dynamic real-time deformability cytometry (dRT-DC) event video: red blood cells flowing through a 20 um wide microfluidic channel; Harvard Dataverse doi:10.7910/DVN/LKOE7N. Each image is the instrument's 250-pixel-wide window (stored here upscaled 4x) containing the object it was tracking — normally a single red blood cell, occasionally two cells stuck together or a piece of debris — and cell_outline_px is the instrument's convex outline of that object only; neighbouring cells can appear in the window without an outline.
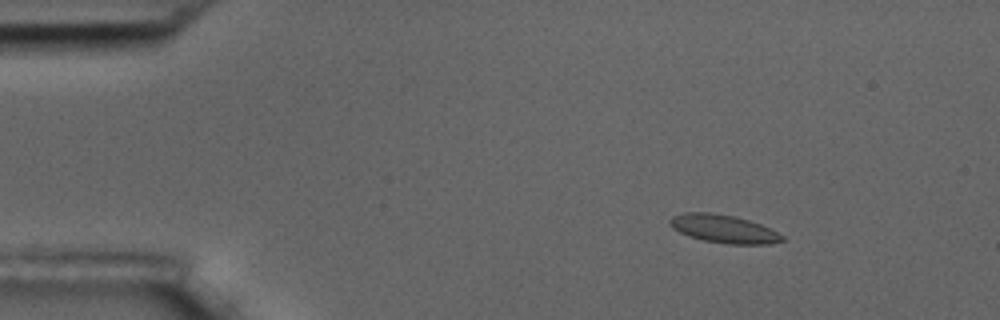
{"species": "common noctule bat (a hibernating species)", "species_latin": "Nyctalus noctula", "temperature_condition": "room temperature", "stored_images_in_passage": 9, "camera_frame_rate_fps": 3000, "um_per_image_px": 0.085, "animal": {"sex": "male", "body_mass_g": 17.5, "forearm_length_mm": 52.3}, "frame": {"image": 1, "passage_image": 3, "time_ms": 2.333, "image_size_px": [1000, 320], "cell_outline_px": [[784, 240], [772, 244], [728, 244], [704, 240], [688, 236], [672, 228], [668, 224], [668, 220], [672, 216], [684, 212], [712, 212], [736, 216], [760, 224], [784, 236]], "centroid_in_image_um": [61.47, 19.44], "position_along_channel_um": 23.5, "area_um2": 18.5}}
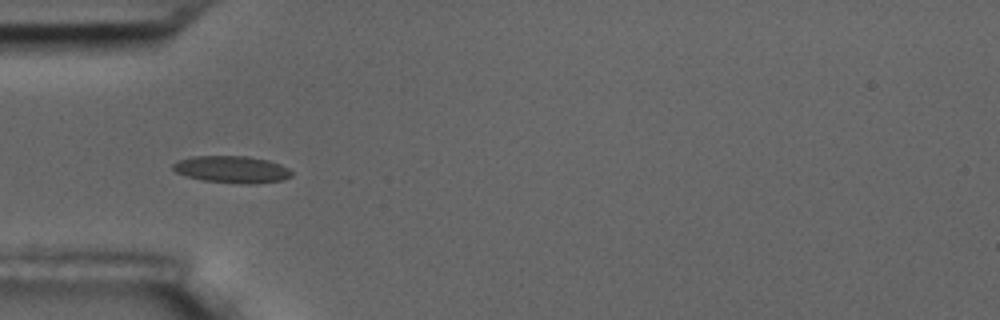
{"frame": {"image": 2, "passage_image": 6, "time_ms": 5.667, "image_size_px": [1000, 320], "cell_outline_px": [[292, 176], [284, 180], [256, 184], [248, 184], [204, 180], [184, 176], [176, 172], [172, 168], [172, 164], [180, 160], [192, 156], [248, 156], [268, 160], [280, 164], [288, 168], [292, 172]], "centroid_in_image_um": [19.73, 14.4], "position_along_channel_um": 65.3, "area_um2": 18.73}}
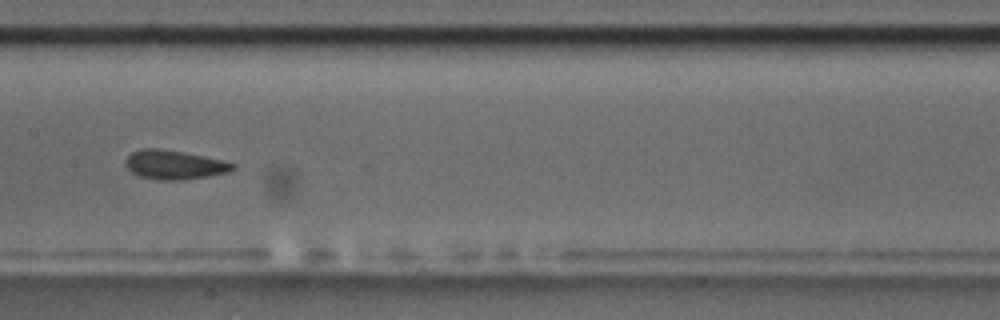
{"frame": {"image": 3, "passage_image": 9, "time_ms": 9.333, "image_size_px": [1000, 320], "cell_outline_px": [[236, 168], [228, 172], [208, 176], [184, 180], [160, 180], [140, 176], [132, 172], [124, 164], [124, 160], [132, 152], [140, 148], [160, 148], [184, 152], [220, 160], [236, 164]], "centroid_in_image_um": [14.79, 14.0], "position_along_channel_um": 192.6, "area_um2": 18.15}}